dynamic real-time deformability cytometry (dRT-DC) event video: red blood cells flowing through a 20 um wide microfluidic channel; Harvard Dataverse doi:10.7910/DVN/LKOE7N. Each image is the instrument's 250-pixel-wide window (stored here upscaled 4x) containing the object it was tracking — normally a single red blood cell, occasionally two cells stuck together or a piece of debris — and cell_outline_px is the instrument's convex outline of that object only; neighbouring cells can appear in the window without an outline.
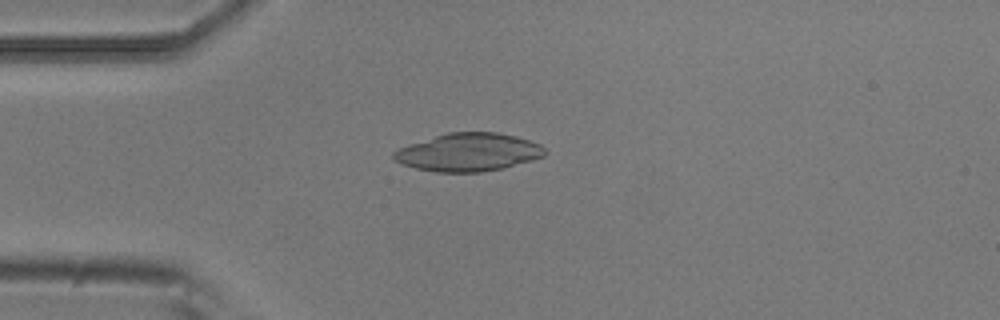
{"species": "common noctule bat (a hibernating species)", "species_latin": "Nyctalus noctula", "temperature_condition": "room temperature", "stored_images_in_passage": 4, "camera_frame_rate_fps": 3000, "um_per_image_px": 0.085, "animal": {"sex": "male", "body_mass_g": 20.5, "forearm_length_mm": 52.5}, "frame": {"image": 1, "passage_image": 4, "time_ms": 1.0, "image_size_px": [1000, 320], "cell_outline_px": [[548, 152], [544, 156], [532, 160], [500, 168], [480, 172], [436, 172], [416, 168], [404, 164], [396, 160], [392, 156], [392, 152], [400, 148], [448, 132], [496, 132], [516, 136], [540, 144]], "centroid_in_image_um": [39.85, 12.94], "position_along_channel_um": 45.2, "area_um2": 33.0}}